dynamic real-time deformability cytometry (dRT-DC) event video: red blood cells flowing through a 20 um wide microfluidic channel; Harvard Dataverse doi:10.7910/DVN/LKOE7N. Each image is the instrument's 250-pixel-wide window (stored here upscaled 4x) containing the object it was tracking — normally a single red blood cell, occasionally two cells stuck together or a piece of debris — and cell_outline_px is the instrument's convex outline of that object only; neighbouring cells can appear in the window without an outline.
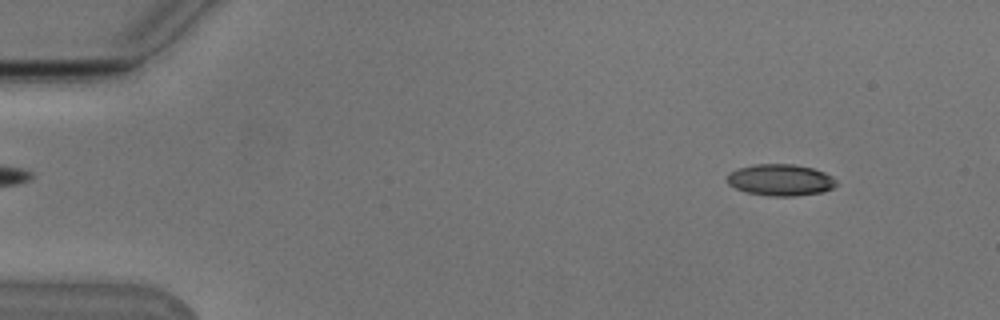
{"species": "Egyptian fruit bat (a non-hibernating species)", "species_latin": "Rousettus aegyptiacus", "temperature_condition": "cold", "stored_images_in_passage": 51, "camera_frame_rate_fps": 3000, "um_per_image_px": 0.085, "animal": {"sex": "male"}, "frame": {"image": 1, "passage_image": 4, "time_ms": 1.0, "image_size_px": [1000, 320], "cell_outline_px": [[836, 184], [832, 188], [820, 192], [796, 196], [772, 196], [748, 192], [736, 188], [728, 184], [728, 176], [732, 172], [740, 168], [752, 164], [796, 164], [812, 168], [824, 172], [832, 176], [836, 180]], "centroid_in_image_um": [66.37, 15.29], "position_along_channel_um": 18.6, "area_um2": 19.83}}
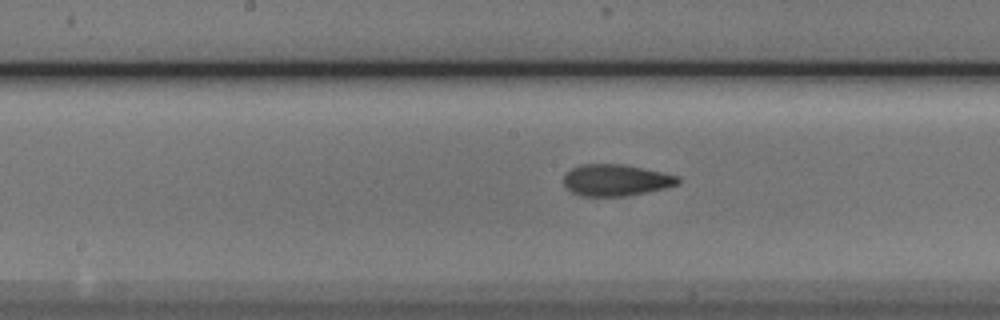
{"frame": {"image": 2, "passage_image": 26, "time_ms": 8.333, "image_size_px": [1000, 320], "cell_outline_px": [[680, 184], [648, 192], [620, 196], [580, 196], [572, 192], [564, 184], [564, 176], [572, 168], [584, 164], [620, 164], [664, 172], [680, 176]], "centroid_in_image_um": [52.39, 15.31], "position_along_channel_um": 195.8, "area_um2": 20.92}}
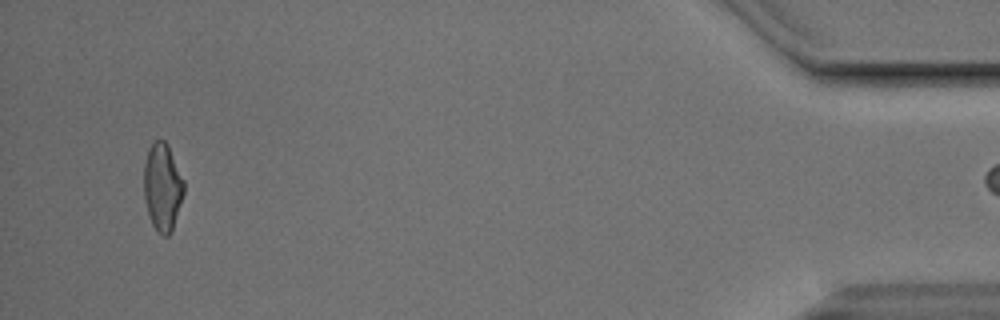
{"frame": {"image": 3, "passage_image": 50, "time_ms": 16.333, "image_size_px": [1000, 320], "cell_outline_px": [[184, 192], [172, 232], [168, 236], [160, 236], [156, 232], [152, 224], [148, 212], [144, 196], [144, 164], [148, 148], [156, 140], [164, 140], [168, 144], [184, 180]], "centroid_in_image_um": [13.81, 15.92], "position_along_channel_um": 421.4, "area_um2": 20.58}}